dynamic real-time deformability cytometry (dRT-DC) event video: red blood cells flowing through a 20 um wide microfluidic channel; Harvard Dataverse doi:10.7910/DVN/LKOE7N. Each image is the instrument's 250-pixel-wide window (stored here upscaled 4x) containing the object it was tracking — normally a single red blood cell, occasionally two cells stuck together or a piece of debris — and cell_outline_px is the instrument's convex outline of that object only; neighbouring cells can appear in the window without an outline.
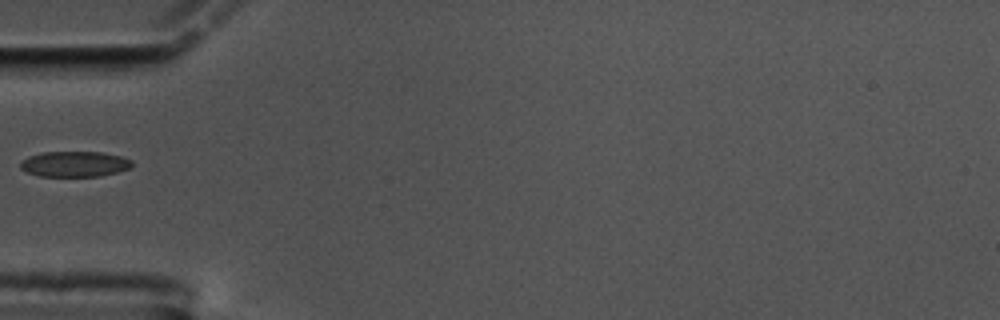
{"species": "common noctule bat (a hibernating species)", "species_latin": "Nyctalus noctula", "temperature_condition": "cold", "stored_images_in_passage": 40, "camera_frame_rate_fps": 3000, "um_per_image_px": 0.085, "animal": {"sex": "male", "body_mass_g": 17.5, "forearm_length_mm": 52.3}, "frame": {"image": 1, "passage_image": 1, "time_ms": 0.0, "image_size_px": [1000, 320], "cell_outline_px": [[132, 168], [100, 176], [40, 176], [28, 172], [20, 168], [20, 160], [28, 156], [40, 152], [100, 152], [120, 156], [132, 160]], "centroid_in_image_um": [6.32, 13.94], "position_along_channel_um": 78.7, "area_um2": 16.65}}
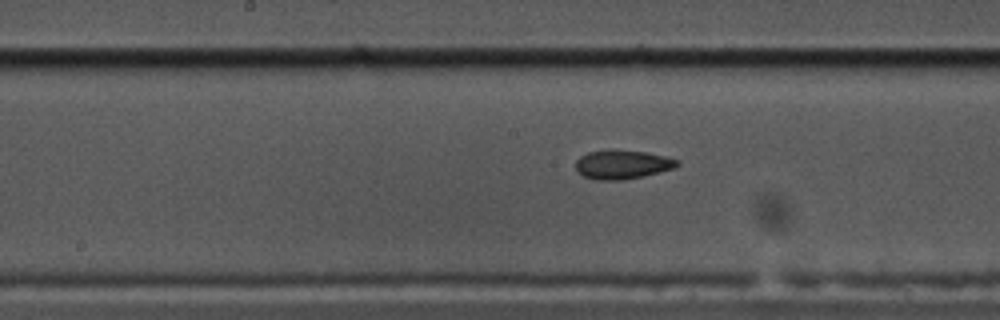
{"frame": {"image": 2, "passage_image": 11, "time_ms": 3.333, "image_size_px": [1000, 320], "cell_outline_px": [[680, 164], [676, 168], [644, 176], [624, 180], [596, 180], [584, 176], [576, 168], [576, 160], [580, 156], [588, 152], [608, 148], [616, 148], [644, 152], [664, 156], [680, 160]], "centroid_in_image_um": [52.92, 13.96], "position_along_channel_um": 195.3, "area_um2": 17.51}}
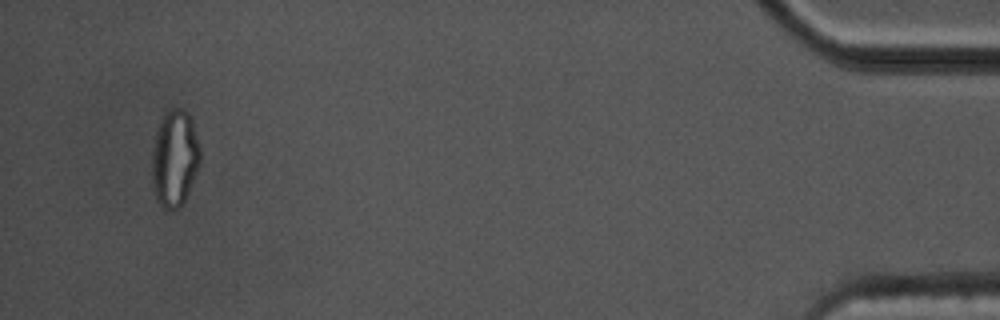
{"frame": {"image": 3, "passage_image": 37, "time_ms": 12.0, "image_size_px": [1000, 320], "cell_outline_px": [[200, 164], [188, 192], [184, 200], [172, 212], [164, 208], [156, 200], [152, 180], [152, 148], [156, 132], [160, 120], [164, 112], [172, 108], [184, 108], [188, 112], [200, 148]], "centroid_in_image_um": [14.83, 13.44], "position_along_channel_um": 420.4, "area_um2": 27.17}}